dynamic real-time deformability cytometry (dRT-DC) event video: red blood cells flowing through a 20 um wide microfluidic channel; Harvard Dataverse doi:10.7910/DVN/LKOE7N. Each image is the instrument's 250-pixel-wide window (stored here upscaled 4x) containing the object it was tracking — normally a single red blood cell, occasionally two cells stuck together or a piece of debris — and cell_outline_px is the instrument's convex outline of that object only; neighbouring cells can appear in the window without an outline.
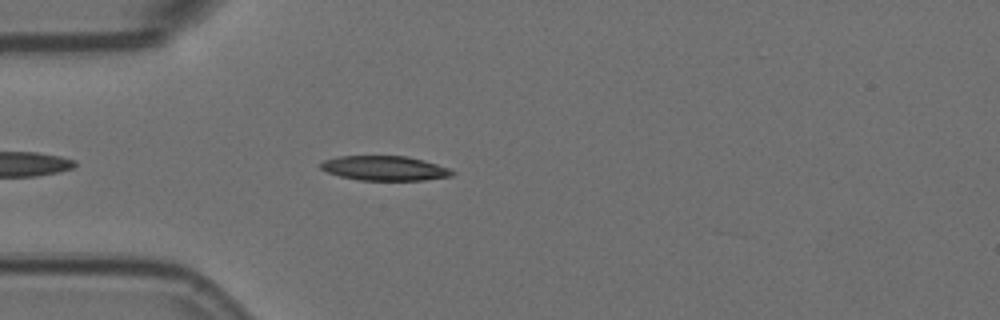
{"species": "Egyptian fruit bat (a non-hibernating species)", "species_latin": "Rousettus aegyptiacus", "temperature_condition": "room temperature", "stored_images_in_passage": 19, "camera_frame_rate_fps": 3000, "um_per_image_px": 0.085, "animal": {"sex": "female"}, "frame": {"image": 1, "passage_image": 5, "time_ms": 1.333, "image_size_px": [1000, 320], "cell_outline_px": [[456, 172], [452, 176], [424, 180], [360, 180], [340, 176], [328, 172], [320, 168], [320, 164], [324, 160], [336, 156], [408, 156], [424, 160], [448, 168]], "centroid_in_image_um": [32.7, 14.29], "position_along_channel_um": 52.3, "area_um2": 18.84}}
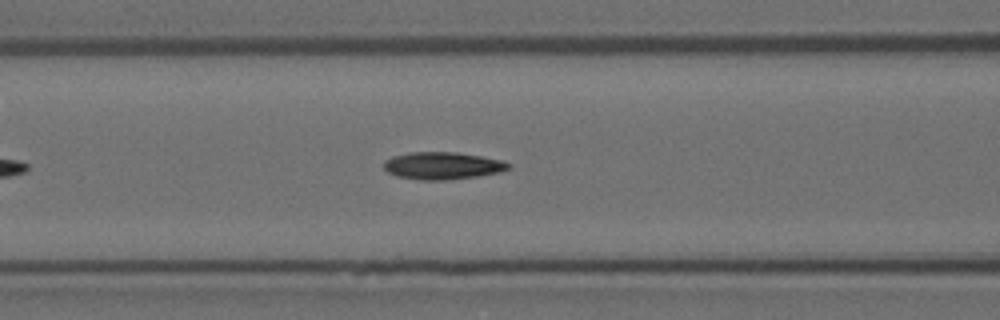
{"frame": {"image": 2, "passage_image": 12, "time_ms": 3.667, "image_size_px": [1000, 320], "cell_outline_px": [[512, 168], [500, 172], [476, 176], [444, 180], [420, 180], [396, 176], [388, 172], [384, 168], [384, 160], [392, 156], [408, 152], [456, 152], [480, 156], [500, 160], [512, 164]], "centroid_in_image_um": [37.6, 14.08], "position_along_channel_um": 129.0, "area_um2": 19.88}}
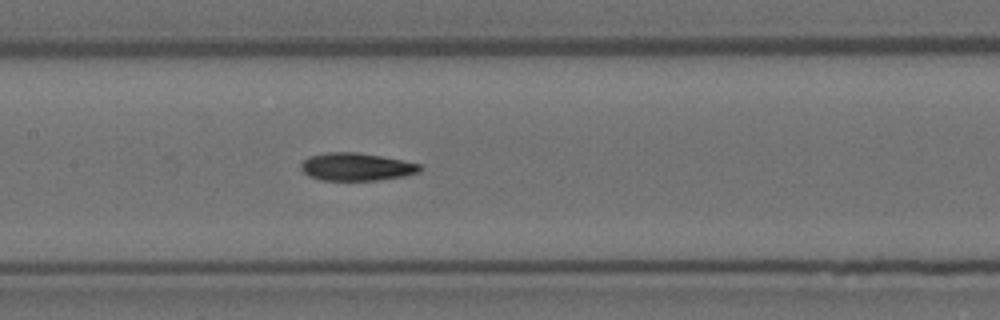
{"frame": {"image": 3, "passage_image": 16, "time_ms": 5.0, "image_size_px": [1000, 320], "cell_outline_px": [[424, 168], [420, 172], [404, 176], [380, 180], [320, 180], [308, 176], [300, 168], [300, 164], [308, 156], [324, 152], [356, 152], [404, 160], [420, 164]], "centroid_in_image_um": [30.29, 14.18], "position_along_channel_um": 177.1, "area_um2": 19.48}}